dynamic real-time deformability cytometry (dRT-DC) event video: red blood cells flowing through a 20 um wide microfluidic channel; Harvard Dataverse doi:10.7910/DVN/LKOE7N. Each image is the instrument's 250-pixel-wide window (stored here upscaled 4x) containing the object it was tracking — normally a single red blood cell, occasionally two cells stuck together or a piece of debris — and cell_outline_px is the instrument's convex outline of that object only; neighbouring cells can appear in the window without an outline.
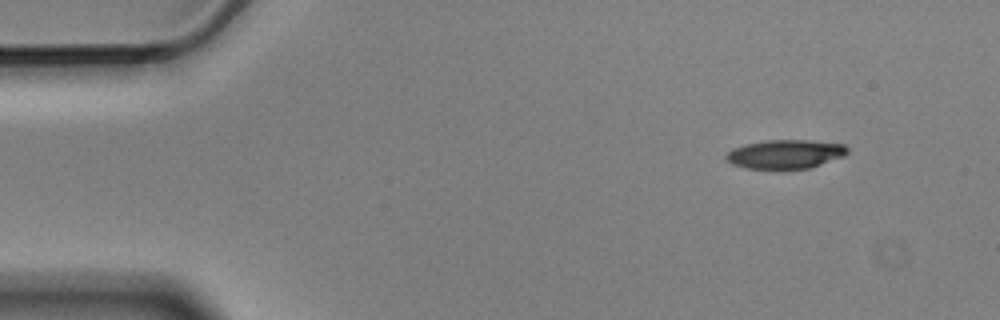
{"species": "Egyptian fruit bat (a non-hibernating species)", "species_latin": "Rousettus aegyptiacus", "temperature_condition": "cold", "stored_images_in_passage": 3, "camera_frame_rate_fps": 3000, "um_per_image_px": 0.085, "animal": {"sex": "male"}, "frame": {"image": 1, "passage_image": 1, "time_ms": 0.0, "image_size_px": [1000, 320], "cell_outline_px": [[848, 152], [844, 156], [812, 168], [744, 168], [732, 164], [724, 156], [732, 148], [744, 144], [768, 140], [808, 140], [844, 144], [848, 148]], "centroid_in_image_um": [66.76, 13.09], "position_along_channel_um": 18.2, "area_um2": 20.4}}
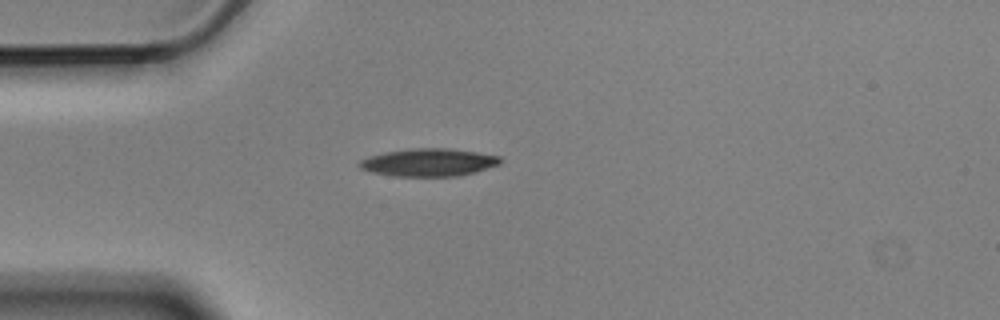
{"frame": {"image": 2, "passage_image": 3, "time_ms": 0.667, "image_size_px": [1000, 320], "cell_outline_px": [[504, 160], [500, 164], [476, 172], [460, 176], [392, 176], [372, 172], [360, 168], [356, 164], [360, 160], [368, 156], [384, 152], [412, 148], [448, 148], [476, 152], [500, 156]], "centroid_in_image_um": [36.44, 13.8], "position_along_channel_um": 48.6, "area_um2": 23.0}}